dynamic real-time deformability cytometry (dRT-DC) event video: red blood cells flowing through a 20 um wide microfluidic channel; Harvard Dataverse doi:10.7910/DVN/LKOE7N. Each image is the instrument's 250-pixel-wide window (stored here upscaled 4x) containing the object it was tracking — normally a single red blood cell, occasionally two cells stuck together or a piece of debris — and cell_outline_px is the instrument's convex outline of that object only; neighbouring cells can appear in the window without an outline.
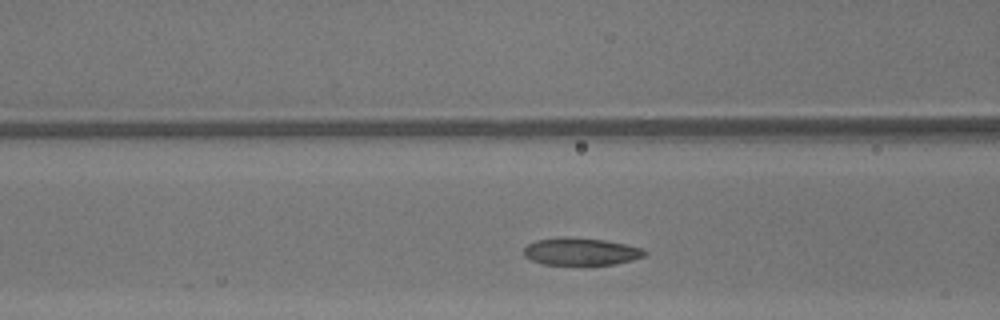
{"species": "common noctule bat (a hibernating species)", "species_latin": "Nyctalus noctula", "temperature_condition": "warm", "stored_images_in_passage": 26, "camera_frame_rate_fps": 3000, "um_per_image_px": 0.085, "animal": {"sex": "male", "body_mass_g": 13.3}, "frame": {"image": 1, "passage_image": 8, "time_ms": 2.333, "image_size_px": [1000, 320], "cell_outline_px": [[648, 252], [644, 256], [632, 260], [616, 264], [544, 264], [532, 260], [524, 256], [524, 248], [528, 244], [536, 240], [564, 236], [604, 240], [644, 248]], "centroid_in_image_um": [49.39, 21.37], "position_along_channel_um": 117.2, "area_um2": 19.19}}
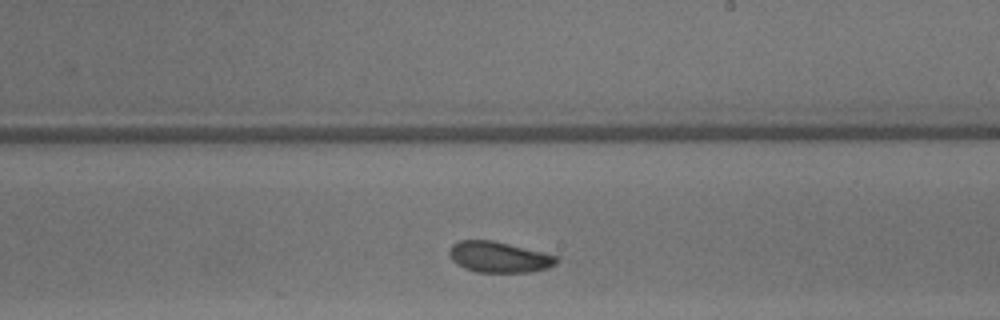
{"frame": {"image": 2, "passage_image": 17, "time_ms": 5.333, "image_size_px": [1000, 320], "cell_outline_px": [[560, 260], [556, 264], [548, 268], [532, 272], [476, 272], [464, 268], [456, 264], [452, 260], [448, 252], [452, 244], [460, 240], [492, 240], [556, 256]], "centroid_in_image_um": [42.38, 21.86], "position_along_channel_um": 246.6, "area_um2": 19.19}}
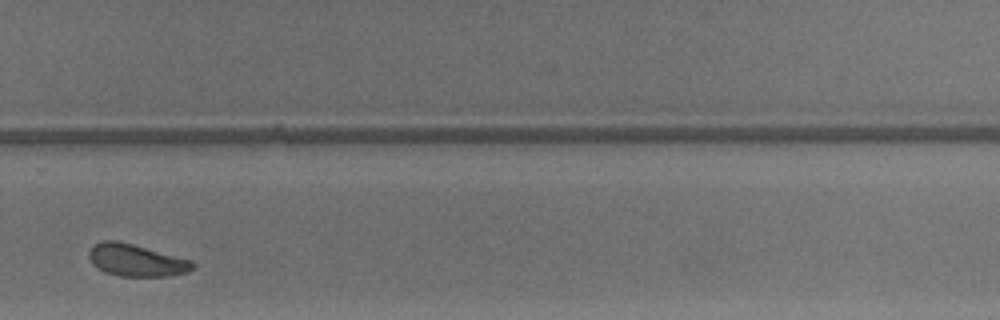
{"frame": {"image": 3, "passage_image": 22, "time_ms": 7.0, "image_size_px": [1000, 320], "cell_outline_px": [[196, 264], [188, 272], [168, 276], [120, 276], [104, 272], [92, 264], [88, 256], [88, 252], [96, 244], [104, 240], [120, 240], [192, 260]], "centroid_in_image_um": [11.58, 22.12], "position_along_channel_um": 318.2, "area_um2": 19.54}, "authors_computed_cell_mechanics": {"area_um2": 19.8254, "velocity_mm_per_s": 4.3159, "shape_relaxation_time_tau1_ms": 2.7721, "shape_relaxation_time_tau2_ms": 3.1074, "deformation_change_tau1": 0.0991, "deformation_change_tau2": 0.0689}}